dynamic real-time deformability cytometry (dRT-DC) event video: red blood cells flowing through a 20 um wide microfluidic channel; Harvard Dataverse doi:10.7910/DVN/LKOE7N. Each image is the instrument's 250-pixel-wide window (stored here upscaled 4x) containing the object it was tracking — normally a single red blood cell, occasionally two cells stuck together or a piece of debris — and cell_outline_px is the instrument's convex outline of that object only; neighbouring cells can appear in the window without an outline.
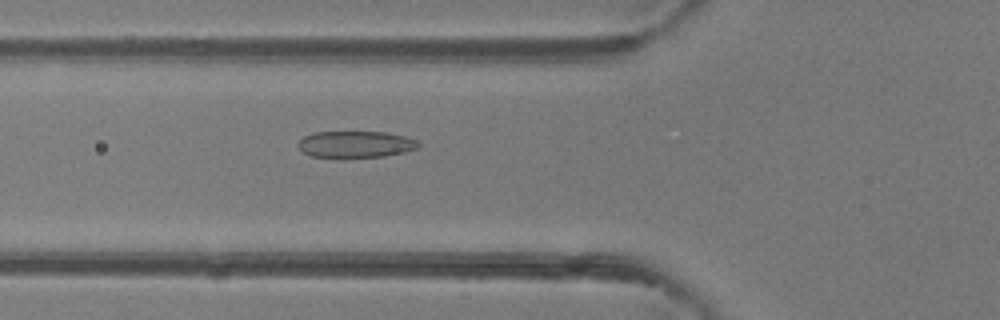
{"species": "common noctule bat (a hibernating species)", "species_latin": "Nyctalus noctula", "temperature_condition": "room temperature", "stored_images_in_passage": 45, "camera_frame_rate_fps": 3000, "um_per_image_px": 0.085, "animal": {"sex": "female"}, "frame": {"image": 1, "passage_image": 15, "time_ms": 4.667, "image_size_px": [1000, 320], "cell_outline_px": [[420, 148], [404, 152], [384, 156], [344, 160], [336, 160], [308, 156], [296, 144], [304, 136], [312, 132], [388, 132], [404, 136], [416, 140], [420, 144]], "centroid_in_image_um": [30.18, 12.31], "position_along_channel_um": 95.6, "area_um2": 19.59}}
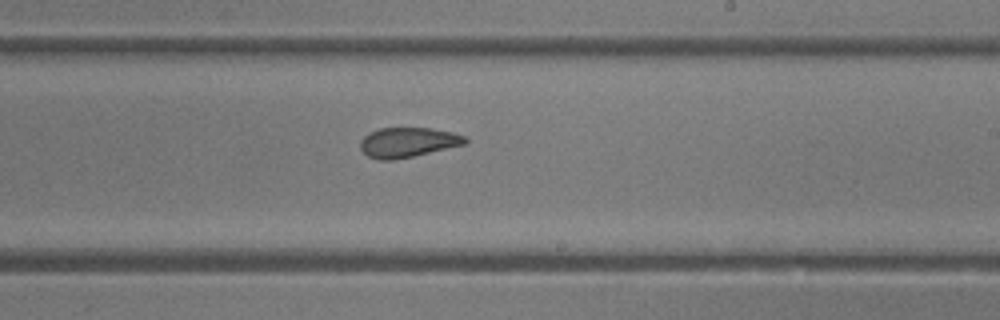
{"frame": {"image": 2, "passage_image": 26, "time_ms": 8.333, "image_size_px": [1000, 320], "cell_outline_px": [[468, 140], [464, 144], [412, 156], [392, 160], [380, 160], [368, 156], [360, 148], [360, 140], [368, 132], [380, 128], [428, 128], [452, 132], [464, 136]], "centroid_in_image_um": [34.62, 12.09], "position_along_channel_um": 254.4, "area_um2": 17.98}}
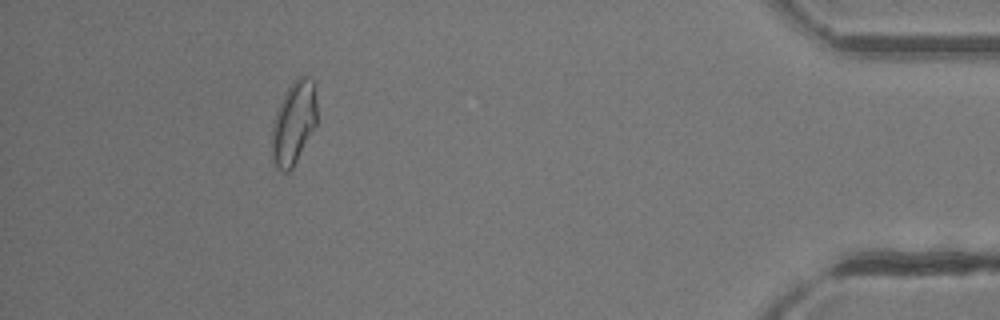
{"frame": {"image": 3, "passage_image": 41, "time_ms": 13.333, "image_size_px": [1000, 320], "cell_outline_px": [[316, 124], [292, 168], [288, 172], [284, 172], [276, 168], [272, 160], [272, 124], [276, 112], [288, 88], [300, 76], [304, 76], [312, 80], [316, 84]], "centroid_in_image_um": [24.96, 10.46], "position_along_channel_um": 410.2, "area_um2": 21.5}, "authors_computed_cell_mechanics": {"area_um2": 20.0566, "velocity_mm_per_s": 4.312, "shape_relaxation_time_tau1_ms": 8.6461, "shape_relaxation_time_tau2_ms": 0.8476, "deformation_change_tau1": 0.2008, "deformation_change_tau2": 0.0569}}